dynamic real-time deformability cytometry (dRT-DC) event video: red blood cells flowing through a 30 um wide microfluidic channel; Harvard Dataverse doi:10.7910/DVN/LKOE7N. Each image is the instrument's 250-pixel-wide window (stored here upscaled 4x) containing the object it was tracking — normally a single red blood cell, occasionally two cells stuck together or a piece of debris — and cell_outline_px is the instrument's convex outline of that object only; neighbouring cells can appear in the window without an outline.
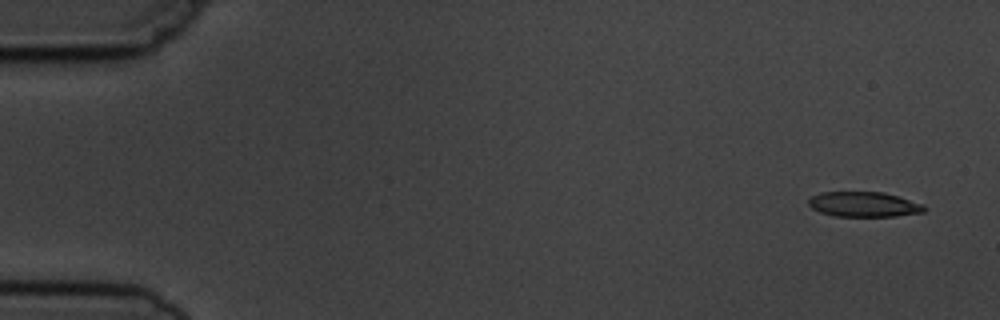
{"species": "common noctule bat (a hibernating species)", "species_latin": "Nyctalus noctula", "temperature_condition": "cold", "stored_images_in_passage": 8, "camera_frame_rate_fps": 3000, "um_per_image_px": 0.085, "animal": {"sex": "male", "body_mass_g": 19.5, "forearm_length_mm": 54.6}, "frame": {"image": 1, "passage_image": 1, "time_ms": 0.0, "image_size_px": [1000, 320], "cell_outline_px": [[928, 208], [924, 212], [896, 216], [836, 216], [820, 212], [812, 208], [808, 204], [808, 200], [812, 196], [820, 192], [884, 192], [900, 196], [924, 204]], "centroid_in_image_um": [73.47, 17.36], "position_along_channel_um": 11.5, "area_um2": 17.05}}
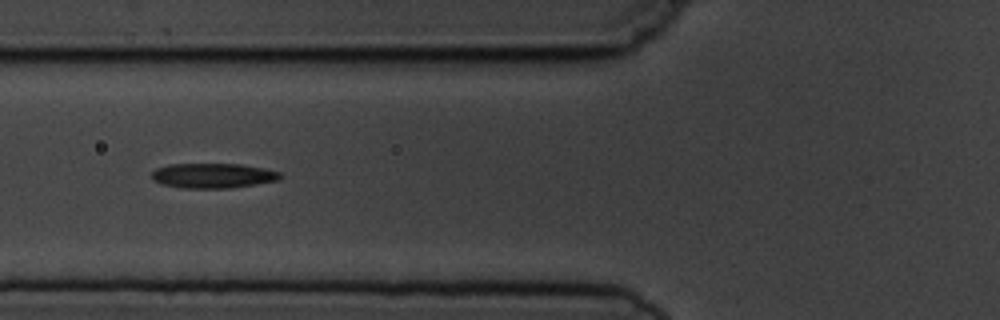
{"frame": {"image": 2, "passage_image": 6, "time_ms": 6.0, "image_size_px": [1000, 320], "cell_outline_px": [[280, 176], [276, 180], [256, 184], [228, 188], [184, 188], [160, 184], [152, 180], [152, 172], [156, 168], [168, 164], [240, 164], [264, 168], [280, 172]], "centroid_in_image_um": [18.04, 14.93], "position_along_channel_um": 107.8, "area_um2": 18.55}}
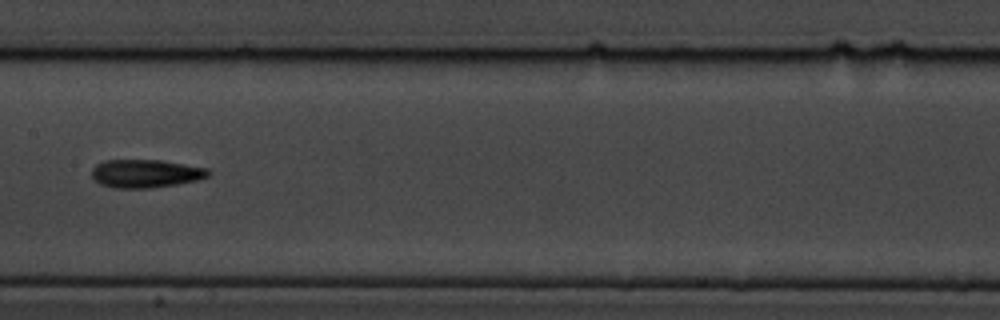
{"frame": {"image": 3, "passage_image": 8, "time_ms": 8.333, "image_size_px": [1000, 320], "cell_outline_px": [[212, 172], [208, 176], [196, 180], [176, 184], [148, 188], [112, 188], [100, 184], [92, 176], [92, 168], [96, 164], [104, 160], [160, 160], [208, 168]], "centroid_in_image_um": [12.36, 14.74], "position_along_channel_um": 195.0, "area_um2": 19.13}}